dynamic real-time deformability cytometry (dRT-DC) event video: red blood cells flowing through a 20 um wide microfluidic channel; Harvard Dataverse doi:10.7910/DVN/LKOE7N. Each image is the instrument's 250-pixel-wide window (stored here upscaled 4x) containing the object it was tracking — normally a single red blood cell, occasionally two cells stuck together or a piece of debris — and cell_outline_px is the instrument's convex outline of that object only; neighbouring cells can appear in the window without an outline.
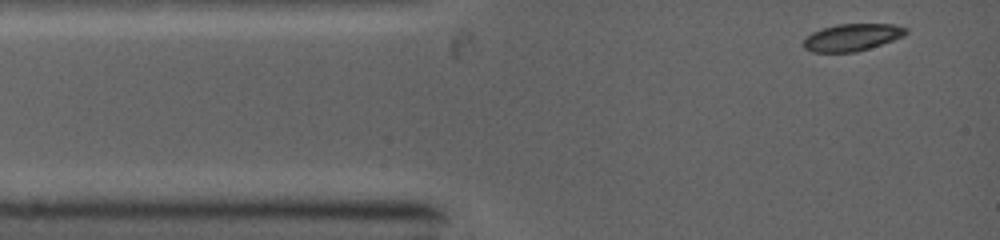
{"species": "common noctule bat (a hibernating species)", "species_latin": "Nyctalus noctula", "temperature_condition": "warm", "stored_images_in_passage": 53, "camera_frame_rate_fps": 5000, "um_per_image_px": 0.085, "animal": {"sex": "female", "body_mass_g": 19.0, "forearm_length_mm": 53.3}, "frame": {"image": 1, "passage_image": 1, "time_ms": 0.0, "image_size_px": [1000, 240], "cell_outline_px": [[908, 32], [904, 36], [856, 52], [812, 52], [804, 48], [804, 40], [812, 32], [836, 24], [892, 24], [908, 28]], "centroid_in_image_um": [72.43, 3.17], "position_along_channel_um": 12.6, "area_um2": 16.01}}
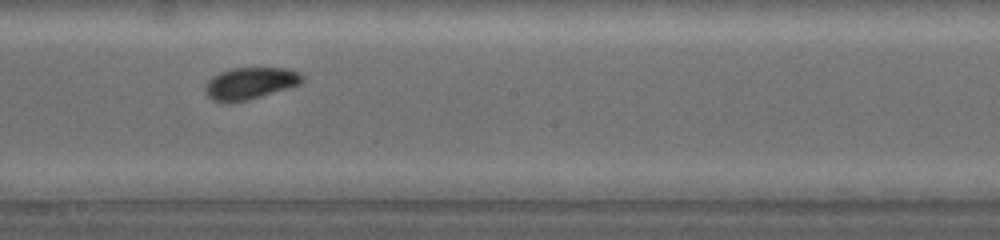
{"frame": {"image": 2, "passage_image": 30, "time_ms": 5.8, "image_size_px": [1000, 240], "cell_outline_px": [[304, 80], [300, 84], [288, 88], [248, 100], [228, 104], [212, 100], [204, 92], [204, 88], [208, 80], [212, 76], [220, 72], [232, 68], [288, 68], [300, 72], [304, 76]], "centroid_in_image_um": [21.25, 7.09], "position_along_channel_um": 227.0, "area_um2": 18.32}}
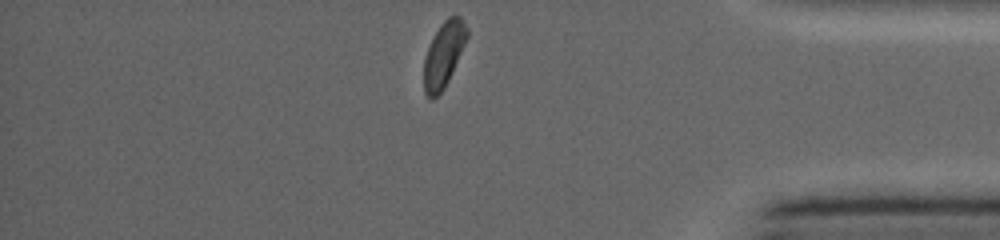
{"frame": {"image": 3, "passage_image": 53, "time_ms": 10.2, "image_size_px": [1000, 240], "cell_outline_px": [[468, 36], [452, 72], [444, 88], [432, 100], [428, 100], [424, 92], [424, 60], [428, 48], [440, 24], [448, 16], [460, 16], [468, 28]], "centroid_in_image_um": [37.71, 4.64], "position_along_channel_um": 397.5, "area_um2": 16.18}}